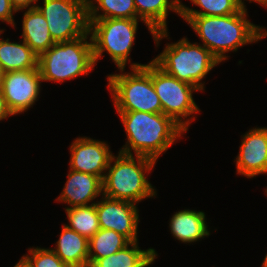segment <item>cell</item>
<instances>
[{
  "instance_id": "obj_12",
  "label": "cell",
  "mask_w": 267,
  "mask_h": 267,
  "mask_svg": "<svg viewBox=\"0 0 267 267\" xmlns=\"http://www.w3.org/2000/svg\"><path fill=\"white\" fill-rule=\"evenodd\" d=\"M70 169L99 176L102 180L114 156L104 141L79 137L70 146Z\"/></svg>"
},
{
  "instance_id": "obj_30",
  "label": "cell",
  "mask_w": 267,
  "mask_h": 267,
  "mask_svg": "<svg viewBox=\"0 0 267 267\" xmlns=\"http://www.w3.org/2000/svg\"><path fill=\"white\" fill-rule=\"evenodd\" d=\"M237 3L244 9H246V5H244V0H236ZM249 2H256L258 4H261L262 6L267 7V0H249Z\"/></svg>"
},
{
  "instance_id": "obj_18",
  "label": "cell",
  "mask_w": 267,
  "mask_h": 267,
  "mask_svg": "<svg viewBox=\"0 0 267 267\" xmlns=\"http://www.w3.org/2000/svg\"><path fill=\"white\" fill-rule=\"evenodd\" d=\"M22 29V40L38 56L56 43L52 39L47 21L37 7L24 12Z\"/></svg>"
},
{
  "instance_id": "obj_8",
  "label": "cell",
  "mask_w": 267,
  "mask_h": 267,
  "mask_svg": "<svg viewBox=\"0 0 267 267\" xmlns=\"http://www.w3.org/2000/svg\"><path fill=\"white\" fill-rule=\"evenodd\" d=\"M152 82L160 98L162 113L171 117L178 125L187 131L190 123L195 120L192 114L200 112L192 94L194 91L199 90L189 83L168 75L153 61ZM191 115L192 118H190Z\"/></svg>"
},
{
  "instance_id": "obj_9",
  "label": "cell",
  "mask_w": 267,
  "mask_h": 267,
  "mask_svg": "<svg viewBox=\"0 0 267 267\" xmlns=\"http://www.w3.org/2000/svg\"><path fill=\"white\" fill-rule=\"evenodd\" d=\"M36 7L44 16L52 39L72 41L89 33L88 0H43Z\"/></svg>"
},
{
  "instance_id": "obj_20",
  "label": "cell",
  "mask_w": 267,
  "mask_h": 267,
  "mask_svg": "<svg viewBox=\"0 0 267 267\" xmlns=\"http://www.w3.org/2000/svg\"><path fill=\"white\" fill-rule=\"evenodd\" d=\"M137 242H131L116 253L98 259L91 267H147L153 264L157 257L155 249L141 250Z\"/></svg>"
},
{
  "instance_id": "obj_1",
  "label": "cell",
  "mask_w": 267,
  "mask_h": 267,
  "mask_svg": "<svg viewBox=\"0 0 267 267\" xmlns=\"http://www.w3.org/2000/svg\"><path fill=\"white\" fill-rule=\"evenodd\" d=\"M247 9L226 16H180L197 33L203 46L220 62L227 60L225 54L237 51L243 45L256 43L267 37V30L247 19Z\"/></svg>"
},
{
  "instance_id": "obj_24",
  "label": "cell",
  "mask_w": 267,
  "mask_h": 267,
  "mask_svg": "<svg viewBox=\"0 0 267 267\" xmlns=\"http://www.w3.org/2000/svg\"><path fill=\"white\" fill-rule=\"evenodd\" d=\"M203 11L193 10L181 3V16H226L238 13L242 7L236 0H190Z\"/></svg>"
},
{
  "instance_id": "obj_21",
  "label": "cell",
  "mask_w": 267,
  "mask_h": 267,
  "mask_svg": "<svg viewBox=\"0 0 267 267\" xmlns=\"http://www.w3.org/2000/svg\"><path fill=\"white\" fill-rule=\"evenodd\" d=\"M131 241L124 235L110 229H99L88 243L89 262L91 267L98 259L107 257L125 248Z\"/></svg>"
},
{
  "instance_id": "obj_5",
  "label": "cell",
  "mask_w": 267,
  "mask_h": 267,
  "mask_svg": "<svg viewBox=\"0 0 267 267\" xmlns=\"http://www.w3.org/2000/svg\"><path fill=\"white\" fill-rule=\"evenodd\" d=\"M159 68L176 79L189 83L199 91L205 90L201 81L221 62L200 43L182 38L166 44L163 52L152 60Z\"/></svg>"
},
{
  "instance_id": "obj_13",
  "label": "cell",
  "mask_w": 267,
  "mask_h": 267,
  "mask_svg": "<svg viewBox=\"0 0 267 267\" xmlns=\"http://www.w3.org/2000/svg\"><path fill=\"white\" fill-rule=\"evenodd\" d=\"M236 157V172L253 178L267 174V127L253 128L242 136Z\"/></svg>"
},
{
  "instance_id": "obj_10",
  "label": "cell",
  "mask_w": 267,
  "mask_h": 267,
  "mask_svg": "<svg viewBox=\"0 0 267 267\" xmlns=\"http://www.w3.org/2000/svg\"><path fill=\"white\" fill-rule=\"evenodd\" d=\"M40 81L39 69L3 73L1 91L13 115L25 112L34 105L40 93Z\"/></svg>"
},
{
  "instance_id": "obj_31",
  "label": "cell",
  "mask_w": 267,
  "mask_h": 267,
  "mask_svg": "<svg viewBox=\"0 0 267 267\" xmlns=\"http://www.w3.org/2000/svg\"><path fill=\"white\" fill-rule=\"evenodd\" d=\"M261 267H267V254H266L265 258H264V261H263Z\"/></svg>"
},
{
  "instance_id": "obj_16",
  "label": "cell",
  "mask_w": 267,
  "mask_h": 267,
  "mask_svg": "<svg viewBox=\"0 0 267 267\" xmlns=\"http://www.w3.org/2000/svg\"><path fill=\"white\" fill-rule=\"evenodd\" d=\"M203 211L184 209L176 212L170 220L171 234L183 243H192L210 235Z\"/></svg>"
},
{
  "instance_id": "obj_17",
  "label": "cell",
  "mask_w": 267,
  "mask_h": 267,
  "mask_svg": "<svg viewBox=\"0 0 267 267\" xmlns=\"http://www.w3.org/2000/svg\"><path fill=\"white\" fill-rule=\"evenodd\" d=\"M88 243L89 240L86 237L64 224L56 247L52 250L70 267H88Z\"/></svg>"
},
{
  "instance_id": "obj_23",
  "label": "cell",
  "mask_w": 267,
  "mask_h": 267,
  "mask_svg": "<svg viewBox=\"0 0 267 267\" xmlns=\"http://www.w3.org/2000/svg\"><path fill=\"white\" fill-rule=\"evenodd\" d=\"M65 211L69 221L66 226L88 240L100 229L95 201L87 206L65 208Z\"/></svg>"
},
{
  "instance_id": "obj_11",
  "label": "cell",
  "mask_w": 267,
  "mask_h": 267,
  "mask_svg": "<svg viewBox=\"0 0 267 267\" xmlns=\"http://www.w3.org/2000/svg\"><path fill=\"white\" fill-rule=\"evenodd\" d=\"M137 208L134 203L102 195L101 200L96 202L100 228L114 230L127 237L131 242L138 241L137 228L140 221Z\"/></svg>"
},
{
  "instance_id": "obj_22",
  "label": "cell",
  "mask_w": 267,
  "mask_h": 267,
  "mask_svg": "<svg viewBox=\"0 0 267 267\" xmlns=\"http://www.w3.org/2000/svg\"><path fill=\"white\" fill-rule=\"evenodd\" d=\"M108 18L137 19L134 0H88V20Z\"/></svg>"
},
{
  "instance_id": "obj_25",
  "label": "cell",
  "mask_w": 267,
  "mask_h": 267,
  "mask_svg": "<svg viewBox=\"0 0 267 267\" xmlns=\"http://www.w3.org/2000/svg\"><path fill=\"white\" fill-rule=\"evenodd\" d=\"M28 250V255L25 254L24 256L34 267H70L55 254L52 248L33 247L28 248Z\"/></svg>"
},
{
  "instance_id": "obj_28",
  "label": "cell",
  "mask_w": 267,
  "mask_h": 267,
  "mask_svg": "<svg viewBox=\"0 0 267 267\" xmlns=\"http://www.w3.org/2000/svg\"><path fill=\"white\" fill-rule=\"evenodd\" d=\"M9 116H13V113L8 109L4 95L0 90V121L6 119Z\"/></svg>"
},
{
  "instance_id": "obj_14",
  "label": "cell",
  "mask_w": 267,
  "mask_h": 267,
  "mask_svg": "<svg viewBox=\"0 0 267 267\" xmlns=\"http://www.w3.org/2000/svg\"><path fill=\"white\" fill-rule=\"evenodd\" d=\"M137 10V19L143 21L151 32L155 44H160V40L167 38V16L168 12H176L181 16L180 0H134Z\"/></svg>"
},
{
  "instance_id": "obj_32",
  "label": "cell",
  "mask_w": 267,
  "mask_h": 267,
  "mask_svg": "<svg viewBox=\"0 0 267 267\" xmlns=\"http://www.w3.org/2000/svg\"><path fill=\"white\" fill-rule=\"evenodd\" d=\"M2 75H3V72H2V70L0 69V90H1V84H2Z\"/></svg>"
},
{
  "instance_id": "obj_15",
  "label": "cell",
  "mask_w": 267,
  "mask_h": 267,
  "mask_svg": "<svg viewBox=\"0 0 267 267\" xmlns=\"http://www.w3.org/2000/svg\"><path fill=\"white\" fill-rule=\"evenodd\" d=\"M67 181L60 196L56 199L59 202L75 206H87L99 195H103L102 179L88 173H82L70 169Z\"/></svg>"
},
{
  "instance_id": "obj_19",
  "label": "cell",
  "mask_w": 267,
  "mask_h": 267,
  "mask_svg": "<svg viewBox=\"0 0 267 267\" xmlns=\"http://www.w3.org/2000/svg\"><path fill=\"white\" fill-rule=\"evenodd\" d=\"M0 69L3 73L38 69V55L24 41L17 43L0 38Z\"/></svg>"
},
{
  "instance_id": "obj_3",
  "label": "cell",
  "mask_w": 267,
  "mask_h": 267,
  "mask_svg": "<svg viewBox=\"0 0 267 267\" xmlns=\"http://www.w3.org/2000/svg\"><path fill=\"white\" fill-rule=\"evenodd\" d=\"M155 164L156 161L151 158L145 156L135 158L133 155L119 152L118 156L112 157L106 170L108 172H105L102 180L103 196L134 204L147 197H155L156 189L145 174L149 173Z\"/></svg>"
},
{
  "instance_id": "obj_7",
  "label": "cell",
  "mask_w": 267,
  "mask_h": 267,
  "mask_svg": "<svg viewBox=\"0 0 267 267\" xmlns=\"http://www.w3.org/2000/svg\"><path fill=\"white\" fill-rule=\"evenodd\" d=\"M139 19L108 18L89 21L94 62L107 51L118 69H125L135 41Z\"/></svg>"
},
{
  "instance_id": "obj_29",
  "label": "cell",
  "mask_w": 267,
  "mask_h": 267,
  "mask_svg": "<svg viewBox=\"0 0 267 267\" xmlns=\"http://www.w3.org/2000/svg\"><path fill=\"white\" fill-rule=\"evenodd\" d=\"M14 267H34L31 262L23 255Z\"/></svg>"
},
{
  "instance_id": "obj_27",
  "label": "cell",
  "mask_w": 267,
  "mask_h": 267,
  "mask_svg": "<svg viewBox=\"0 0 267 267\" xmlns=\"http://www.w3.org/2000/svg\"><path fill=\"white\" fill-rule=\"evenodd\" d=\"M38 1L39 0H10L11 5L15 9L16 12L26 9V8L28 9L35 8L37 6L35 3Z\"/></svg>"
},
{
  "instance_id": "obj_2",
  "label": "cell",
  "mask_w": 267,
  "mask_h": 267,
  "mask_svg": "<svg viewBox=\"0 0 267 267\" xmlns=\"http://www.w3.org/2000/svg\"><path fill=\"white\" fill-rule=\"evenodd\" d=\"M127 135V142L119 150L126 155L158 157L186 131L163 113L117 111Z\"/></svg>"
},
{
  "instance_id": "obj_6",
  "label": "cell",
  "mask_w": 267,
  "mask_h": 267,
  "mask_svg": "<svg viewBox=\"0 0 267 267\" xmlns=\"http://www.w3.org/2000/svg\"><path fill=\"white\" fill-rule=\"evenodd\" d=\"M55 43L38 56V69L43 81L63 82L92 72L95 62L91 36Z\"/></svg>"
},
{
  "instance_id": "obj_4",
  "label": "cell",
  "mask_w": 267,
  "mask_h": 267,
  "mask_svg": "<svg viewBox=\"0 0 267 267\" xmlns=\"http://www.w3.org/2000/svg\"><path fill=\"white\" fill-rule=\"evenodd\" d=\"M131 72L110 74L108 88L117 111L162 113L160 98L152 82V61L149 64L133 63Z\"/></svg>"
},
{
  "instance_id": "obj_26",
  "label": "cell",
  "mask_w": 267,
  "mask_h": 267,
  "mask_svg": "<svg viewBox=\"0 0 267 267\" xmlns=\"http://www.w3.org/2000/svg\"><path fill=\"white\" fill-rule=\"evenodd\" d=\"M16 13L10 0H0V20L15 27L13 14Z\"/></svg>"
}]
</instances>
